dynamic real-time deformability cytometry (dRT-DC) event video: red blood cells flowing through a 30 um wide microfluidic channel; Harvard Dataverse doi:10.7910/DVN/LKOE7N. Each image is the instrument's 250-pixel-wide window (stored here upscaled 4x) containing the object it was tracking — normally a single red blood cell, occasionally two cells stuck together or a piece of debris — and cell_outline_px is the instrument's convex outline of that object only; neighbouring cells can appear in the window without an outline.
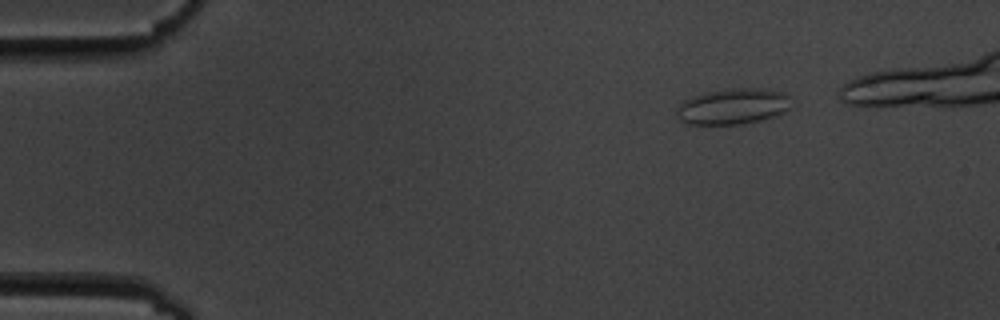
{"species": "common noctule bat (a hibernating species)", "species_latin": "Nyctalus noctula", "temperature_condition": "cold", "stored_images_in_passage": 5, "camera_frame_rate_fps": 3000, "um_per_image_px": 0.085, "animal": {"sex": "male", "body_mass_g": 19.5, "forearm_length_mm": 54.6}, "frame": {"image": 1, "passage_image": 2, "time_ms": 1.0, "image_size_px": [1000, 320], "cell_outline_px": [[788, 108], [784, 112], [772, 116], [740, 124], [688, 124], [680, 120], [676, 116], [676, 108], [688, 96], [704, 92], [732, 88], [760, 88], [784, 92], [788, 96]], "centroid_in_image_um": [62.21, 9.02], "position_along_channel_um": 22.8, "area_um2": 23.81}}